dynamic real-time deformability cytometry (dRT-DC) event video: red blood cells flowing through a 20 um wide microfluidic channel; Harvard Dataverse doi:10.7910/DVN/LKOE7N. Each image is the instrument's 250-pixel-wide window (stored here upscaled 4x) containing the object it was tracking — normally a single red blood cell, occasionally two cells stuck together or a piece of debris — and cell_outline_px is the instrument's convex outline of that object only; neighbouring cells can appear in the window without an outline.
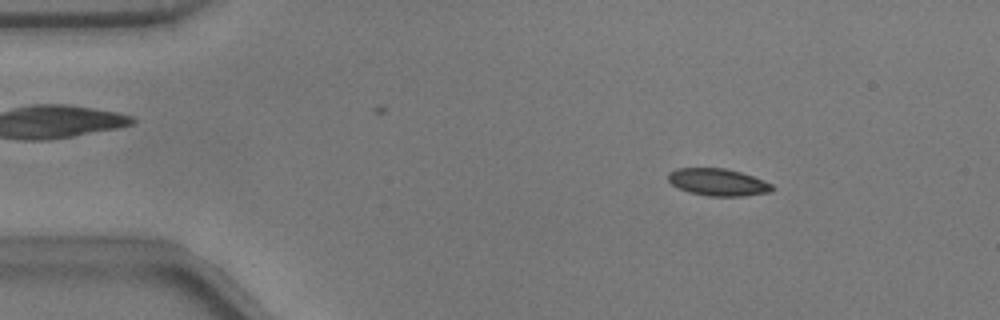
{"species": "common noctule bat (a hibernating species)", "species_latin": "Nyctalus noctula", "temperature_condition": "warm", "stored_images_in_passage": 52, "camera_frame_rate_fps": 3000, "um_per_image_px": 0.085, "animal": {"sex": "male", "body_mass_g": 17.9}, "frame": {"image": 1, "passage_image": 7, "time_ms": 2.0, "image_size_px": [1000, 320], "cell_outline_px": [[776, 188], [772, 192], [744, 196], [708, 196], [688, 192], [672, 184], [668, 180], [668, 172], [676, 168], [724, 168], [740, 172], [752, 176], [772, 184]], "centroid_in_image_um": [61.04, 15.49], "position_along_channel_um": 24.0, "area_um2": 16.53}}
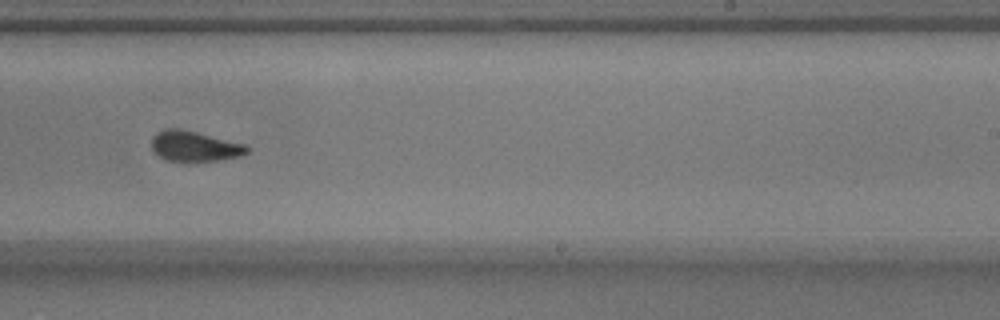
{"frame": {"image": 2, "passage_image": 32, "time_ms": 10.333, "image_size_px": [1000, 320], "cell_outline_px": [[252, 148], [248, 152], [240, 156], [216, 160], [164, 160], [152, 148], [152, 136], [156, 132], [168, 128], [176, 128], [196, 132], [244, 144]], "centroid_in_image_um": [16.54, 12.41], "position_along_channel_um": 272.5, "area_um2": 16.47}}
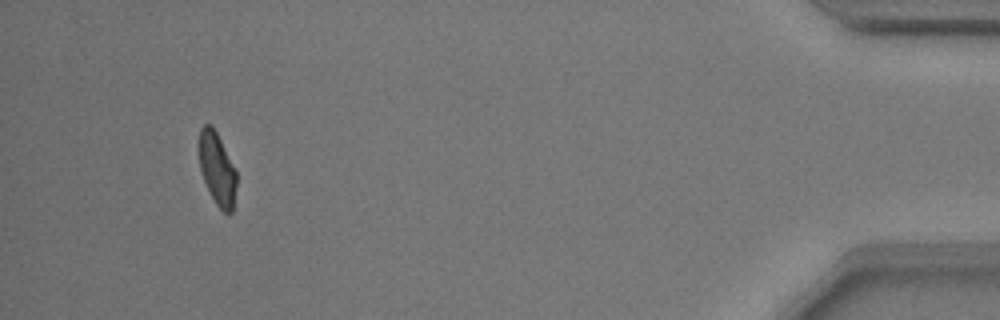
{"frame": {"image": 3, "passage_image": 49, "time_ms": 16.0, "image_size_px": [1000, 320], "cell_outline_px": [[236, 184], [232, 212], [228, 216], [216, 204], [200, 172], [200, 128], [204, 124], [212, 124], [236, 172]], "centroid_in_image_um": [18.45, 14.37], "position_along_channel_um": 416.7, "area_um2": 15.37}, "authors_computed_cell_mechanics": {"area_um2": 16.9354, "velocity_mm_per_s": 3.8009, "shape_relaxation_time_tau1_ms": 3.3267, "shape_relaxation_time_tau2_ms": 1.5713, "deformation_change_tau1": 0.1326, "deformation_change_tau2": 0.0724}}